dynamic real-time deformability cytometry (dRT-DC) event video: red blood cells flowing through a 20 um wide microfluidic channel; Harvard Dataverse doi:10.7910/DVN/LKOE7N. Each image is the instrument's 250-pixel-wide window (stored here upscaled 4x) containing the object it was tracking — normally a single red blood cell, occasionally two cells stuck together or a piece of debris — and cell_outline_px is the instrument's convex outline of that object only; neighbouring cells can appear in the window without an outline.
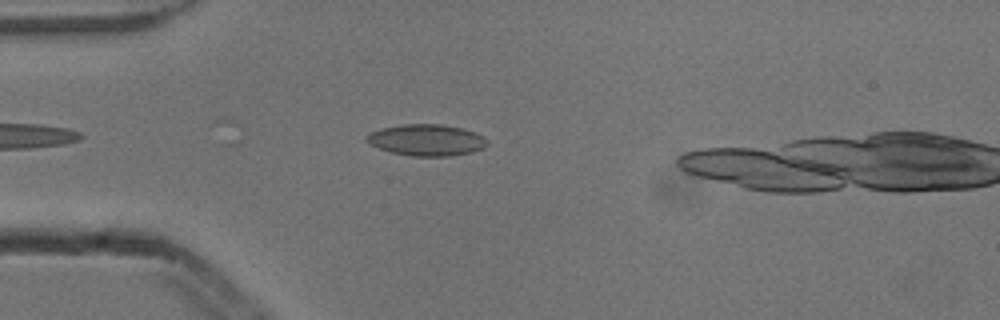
{"species": "common noctule bat (a hibernating species)", "species_latin": "Nyctalus noctula", "temperature_condition": "cold", "stored_images_in_passage": 5, "camera_frame_rate_fps": 3000, "um_per_image_px": 0.085, "animal": {"sex": "male", "body_mass_g": 13.3}, "frame": {"image": 1, "passage_image": 4, "time_ms": 1.0, "image_size_px": [1000, 320], "cell_outline_px": [[488, 144], [484, 148], [472, 152], [452, 156], [412, 156], [392, 152], [368, 144], [364, 140], [364, 136], [368, 132], [380, 128], [404, 124], [440, 124], [460, 128], [476, 132], [484, 136], [488, 140]], "centroid_in_image_um": [36.24, 11.9], "position_along_channel_um": 48.8, "area_um2": 22.37}}